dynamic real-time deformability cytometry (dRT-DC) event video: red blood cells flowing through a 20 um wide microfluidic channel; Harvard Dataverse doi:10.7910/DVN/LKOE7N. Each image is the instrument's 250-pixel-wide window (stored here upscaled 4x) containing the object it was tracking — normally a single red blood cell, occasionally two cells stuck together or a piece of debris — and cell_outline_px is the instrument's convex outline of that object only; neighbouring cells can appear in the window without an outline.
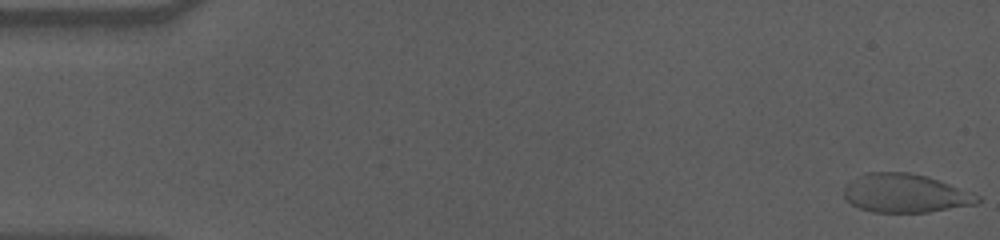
{"species": "human", "species_latin": "Homo sapiens", "temperature_condition": "cold", "stored_images_in_passage": 35, "camera_frame_rate_fps": 3000, "um_per_image_px": 0.085, "donor": {"sex": "male"}, "frame": {"image": 1, "passage_image": 1, "time_ms": 0.0, "image_size_px": [1000, 240], "cell_outline_px": [[980, 200], [976, 204], [928, 212], [872, 212], [860, 208], [852, 204], [844, 196], [844, 188], [852, 180], [864, 172], [908, 172], [928, 176], [980, 196]], "centroid_in_image_um": [76.94, 16.42], "position_along_channel_um": 8.1, "area_um2": 29.82}}
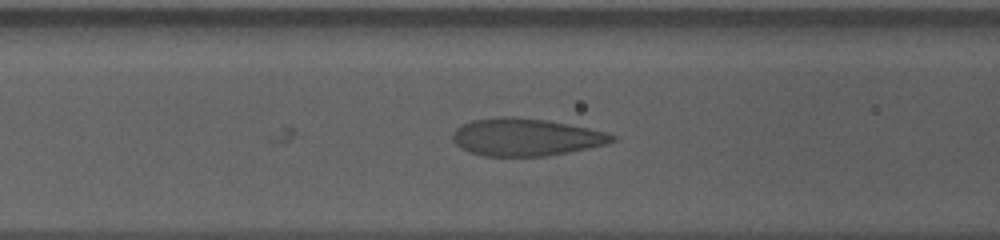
{"frame": {"image": 2, "passage_image": 23, "time_ms": 7.333, "image_size_px": [1000, 240], "cell_outline_px": [[616, 140], [608, 144], [548, 156], [480, 156], [468, 152], [460, 148], [452, 140], [452, 132], [456, 128], [472, 120], [496, 116], [512, 116], [548, 120], [588, 128], [604, 132], [616, 136]], "centroid_in_image_um": [44.65, 11.66], "position_along_channel_um": 121.9, "area_um2": 35.08}}
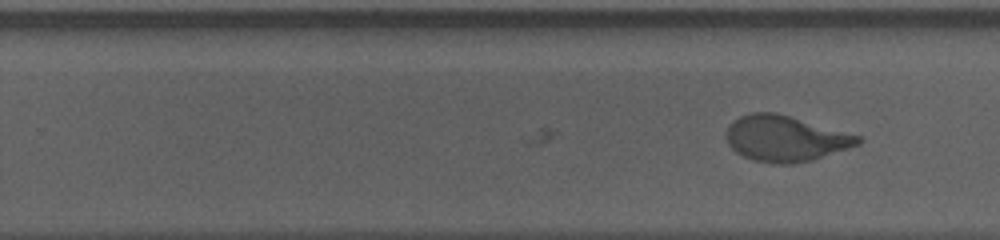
{"frame": {"image": 3, "passage_image": 35, "time_ms": 11.333, "image_size_px": [1000, 240], "cell_outline_px": [[864, 140], [860, 144], [812, 160], [792, 164], [772, 164], [752, 160], [736, 152], [728, 144], [724, 136], [728, 124], [740, 116], [752, 112], [776, 112], [864, 136]], "centroid_in_image_um": [66.76, 11.77], "position_along_channel_um": 263.0, "area_um2": 35.66}}